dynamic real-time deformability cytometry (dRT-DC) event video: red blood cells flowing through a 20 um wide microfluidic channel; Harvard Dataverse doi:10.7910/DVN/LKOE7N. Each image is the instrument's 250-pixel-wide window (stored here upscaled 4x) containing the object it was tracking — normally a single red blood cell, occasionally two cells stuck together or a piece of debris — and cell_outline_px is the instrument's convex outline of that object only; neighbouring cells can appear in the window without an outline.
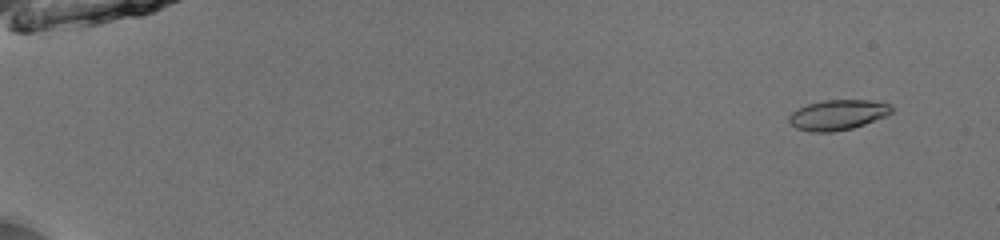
{"species": "common noctule bat (a hibernating species)", "species_latin": "Nyctalus noctula", "temperature_condition": "room temperature", "stored_images_in_passage": 54, "camera_frame_rate_fps": 3000, "um_per_image_px": 0.085, "animal": {"sex": "male", "body_mass_g": 13.0, "forearm_length_mm": 53.1}, "frame": {"image": 1, "passage_image": 5, "time_ms": 1.333, "image_size_px": [1000, 240], "cell_outline_px": [[896, 108], [888, 116], [852, 128], [832, 132], [808, 132], [796, 128], [788, 120], [788, 116], [792, 112], [808, 104], [824, 100], [868, 100], [892, 104]], "centroid_in_image_um": [71.26, 9.76], "position_along_channel_um": 13.7, "area_um2": 18.21}}
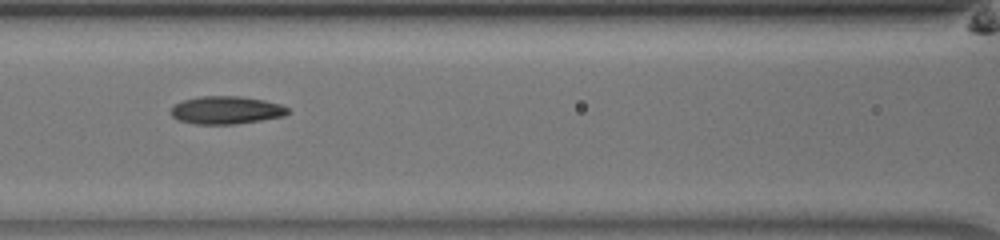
{"frame": {"image": 2, "passage_image": 27, "time_ms": 8.667, "image_size_px": [1000, 240], "cell_outline_px": [[292, 112], [284, 116], [236, 124], [196, 124], [176, 120], [172, 116], [172, 108], [176, 104], [184, 100], [200, 96], [240, 96], [264, 100], [280, 104], [288, 108]], "centroid_in_image_um": [19.26, 9.36], "position_along_channel_um": 147.3, "area_um2": 18.96}}
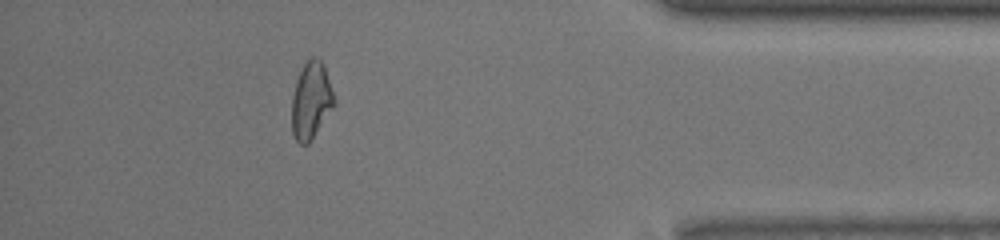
{"frame": {"image": 3, "passage_image": 49, "time_ms": 16.0, "image_size_px": [1000, 240], "cell_outline_px": [[336, 104], [308, 144], [300, 144], [296, 140], [292, 132], [292, 96], [296, 80], [308, 56], [320, 56], [324, 64], [336, 100]], "centroid_in_image_um": [26.46, 8.49], "position_along_channel_um": 408.7, "area_um2": 19.31}, "authors_computed_cell_mechanics": {"area_um2": 18.3226, "velocity_mm_per_s": 3.9671, "shape_relaxation_time_tau1_ms": 10.7772, "shape_relaxation_time_tau2_ms": 5.8586, "deformation_change_tau1": 0.2419, "deformation_change_tau2": 0.1251}}